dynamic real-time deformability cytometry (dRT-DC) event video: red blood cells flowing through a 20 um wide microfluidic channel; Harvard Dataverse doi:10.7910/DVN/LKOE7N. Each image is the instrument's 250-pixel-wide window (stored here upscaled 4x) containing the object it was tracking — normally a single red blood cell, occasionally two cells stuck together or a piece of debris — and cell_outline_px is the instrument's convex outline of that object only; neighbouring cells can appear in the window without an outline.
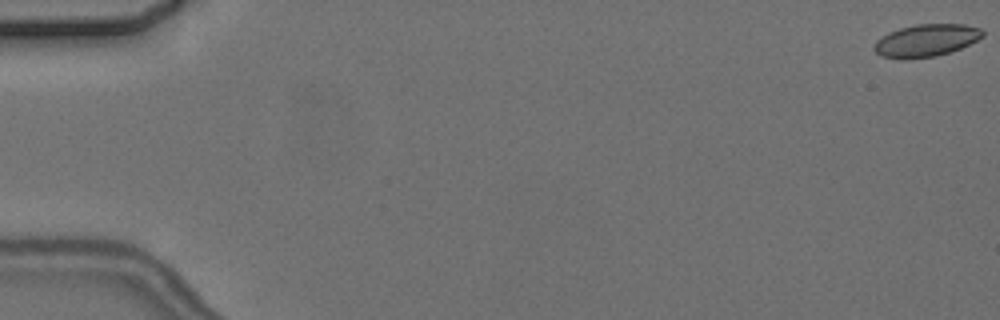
{"species": "common noctule bat (a hibernating species)", "species_latin": "Nyctalus noctula", "temperature_condition": "cold", "stored_images_in_passage": 6, "camera_frame_rate_fps": 3000, "um_per_image_px": 0.085, "animal": {"sex": "female", "body_mass_g": 24.6, "forearm_length_mm": 56.2}, "frame": {"image": 1, "passage_image": 1, "time_ms": 0.0, "image_size_px": [1000, 320], "cell_outline_px": [[984, 36], [960, 48], [936, 56], [908, 60], [900, 60], [880, 56], [872, 48], [876, 40], [888, 32], [900, 28], [916, 24], [964, 24], [980, 28], [984, 32]], "centroid_in_image_um": [78.67, 3.45], "position_along_channel_um": 6.3, "area_um2": 20.69}}
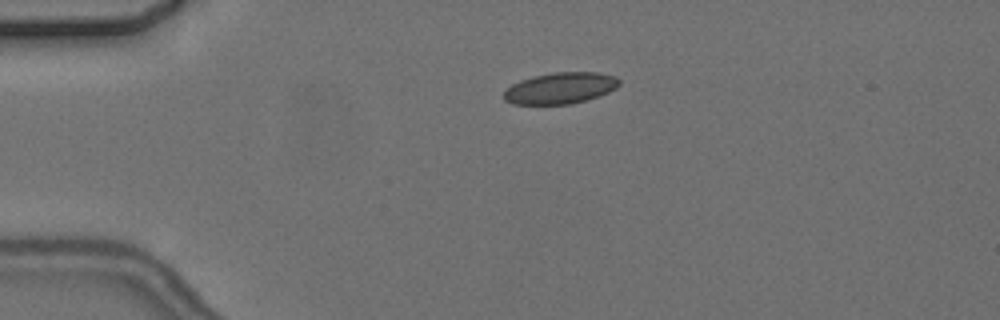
{"frame": {"image": 2, "passage_image": 5, "time_ms": 4.333, "image_size_px": [1000, 320], "cell_outline_px": [[620, 84], [616, 88], [600, 96], [568, 104], [512, 104], [504, 100], [504, 92], [512, 84], [520, 80], [532, 76], [552, 72], [600, 72], [616, 76], [620, 80]], "centroid_in_image_um": [47.64, 7.48], "position_along_channel_um": 37.4, "area_um2": 21.15}}